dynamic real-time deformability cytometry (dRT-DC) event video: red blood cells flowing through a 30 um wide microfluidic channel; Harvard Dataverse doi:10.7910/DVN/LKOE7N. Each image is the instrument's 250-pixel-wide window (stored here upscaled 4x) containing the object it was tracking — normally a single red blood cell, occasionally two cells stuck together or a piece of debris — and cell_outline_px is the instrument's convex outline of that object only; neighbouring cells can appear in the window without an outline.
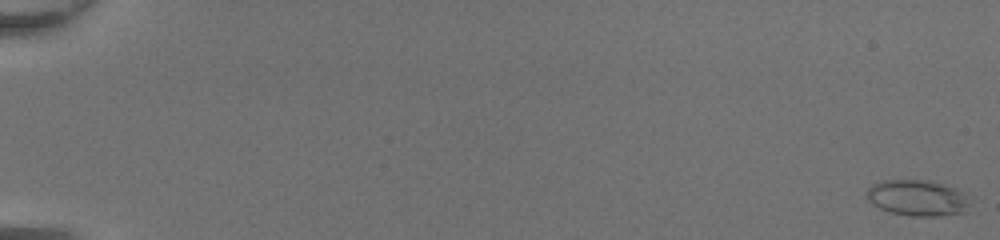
{"species": "common noctule bat (a hibernating species)", "species_latin": "Nyctalus noctula", "temperature_condition": "room temperature", "stored_images_in_passage": 50, "camera_frame_rate_fps": 3000, "um_per_image_px": 0.085, "animal": {"sex": "female", "body_mass_g": 20.0, "forearm_length_mm": 54.0}, "frame": {"image": 1, "passage_image": 1, "time_ms": 0.0, "image_size_px": [1000, 240], "cell_outline_px": [[972, 196], [964, 212], [940, 216], [908, 216], [888, 212], [872, 204], [868, 200], [864, 192], [872, 184], [880, 180], [932, 180]], "centroid_in_image_um": [77.95, 16.82], "position_along_channel_um": 7.1, "area_um2": 21.96}}
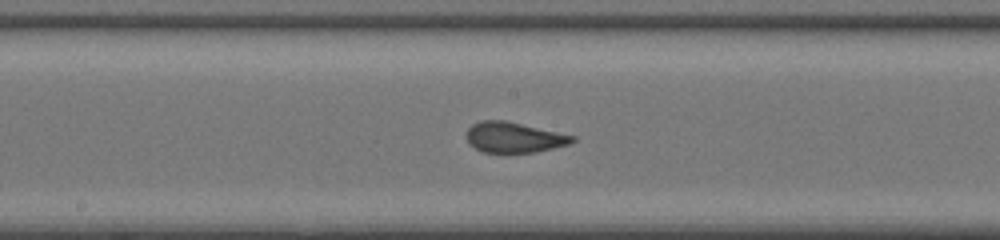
{"frame": {"image": 2, "passage_image": 29, "time_ms": 9.333, "image_size_px": [1000, 240], "cell_outline_px": [[576, 140], [568, 144], [536, 152], [484, 152], [468, 144], [468, 128], [472, 124], [480, 120], [504, 120], [576, 136]], "centroid_in_image_um": [43.68, 11.67], "position_along_channel_um": 204.5, "area_um2": 18.55}}
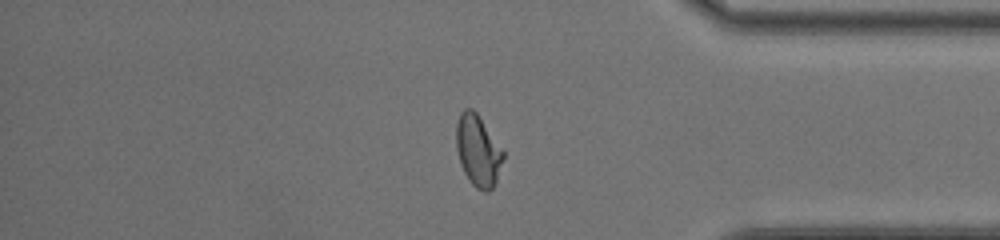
{"frame": {"image": 3, "passage_image": 43, "time_ms": 14.0, "image_size_px": [1000, 240], "cell_outline_px": [[504, 160], [496, 184], [488, 192], [484, 192], [476, 188], [468, 180], [464, 172], [456, 148], [456, 124], [460, 112], [464, 108], [472, 108], [476, 112], [504, 152]], "centroid_in_image_um": [40.63, 12.83], "position_along_channel_um": 394.6, "area_um2": 19.59}, "authors_computed_cell_mechanics": {"area_um2": 19.7387, "velocity_mm_per_s": 4.4029, "shape_relaxation_time_tau1_ms": 8.5858, "shape_relaxation_time_tau2_ms": null, "deformation_change_tau1": 0.2641, "deformation_change_tau2": null}}